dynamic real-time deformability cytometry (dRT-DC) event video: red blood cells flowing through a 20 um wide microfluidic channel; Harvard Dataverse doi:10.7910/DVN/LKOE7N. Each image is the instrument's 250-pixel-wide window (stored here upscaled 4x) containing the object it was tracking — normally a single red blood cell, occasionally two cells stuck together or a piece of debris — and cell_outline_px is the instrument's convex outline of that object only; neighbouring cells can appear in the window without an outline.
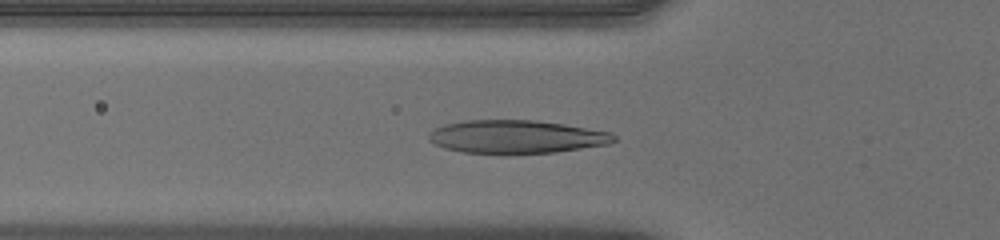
{"species": "human", "species_latin": "Homo sapiens", "temperature_condition": "warm", "stored_images_in_passage": 37, "camera_frame_rate_fps": 3000, "um_per_image_px": 0.085, "donor": {"sex": "male"}, "frame": {"image": 1, "passage_image": 4, "time_ms": 1.0, "image_size_px": [1000, 240], "cell_outline_px": [[616, 140], [608, 144], [556, 152], [504, 156], [464, 152], [444, 148], [428, 140], [428, 132], [444, 124], [464, 120], [536, 120], [564, 124], [612, 132], [616, 136]], "centroid_in_image_um": [43.87, 11.65], "position_along_channel_um": 81.9, "area_um2": 36.7}}
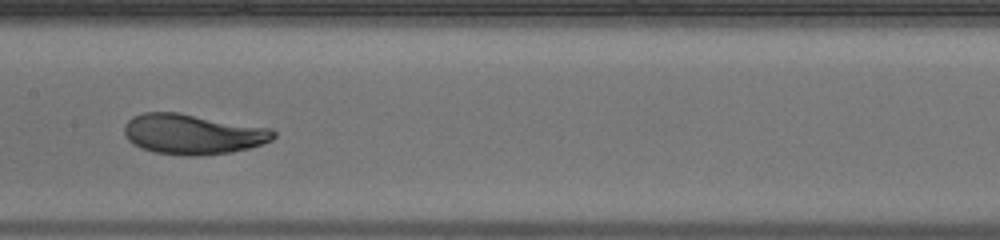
{"frame": {"image": 2, "passage_image": 12, "time_ms": 3.667, "image_size_px": [1000, 240], "cell_outline_px": [[276, 136], [272, 140], [248, 148], [232, 152], [200, 156], [188, 156], [152, 152], [140, 148], [132, 144], [128, 140], [124, 132], [124, 124], [132, 116], [144, 112], [176, 112], [272, 128], [276, 132]], "centroid_in_image_um": [16.36, 11.4], "position_along_channel_um": 191.0, "area_um2": 35.26}}
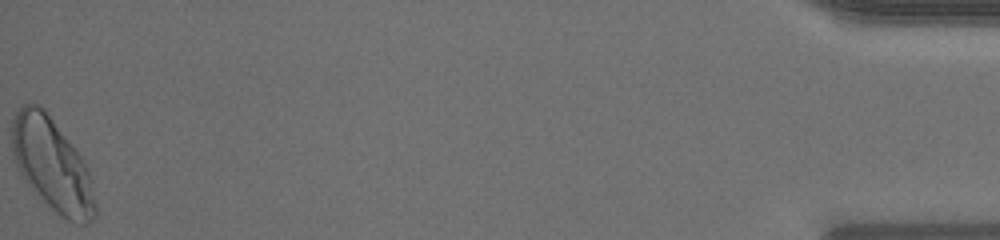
{"frame": {"image": 3, "passage_image": 37, "time_ms": 12.0, "image_size_px": [1000, 240], "cell_outline_px": [[96, 216], [88, 224], [76, 224], [60, 216], [48, 208], [36, 196], [24, 180], [12, 160], [12, 120], [16, 112], [24, 104], [40, 104], [44, 108], [84, 160], [88, 172], [96, 204]], "centroid_in_image_um": [4.4, 14.05], "position_along_channel_um": 430.8, "area_um2": 45.43}, "authors_computed_cell_mechanics": {"area_um2": 35.3736, "velocity_mm_per_s": 4.0644, "shape_relaxation_time_tau1_ms": 3.3667, "shape_relaxation_time_tau2_ms": null, "deformation_change_tau1": 0.1847, "deformation_change_tau2": null}}